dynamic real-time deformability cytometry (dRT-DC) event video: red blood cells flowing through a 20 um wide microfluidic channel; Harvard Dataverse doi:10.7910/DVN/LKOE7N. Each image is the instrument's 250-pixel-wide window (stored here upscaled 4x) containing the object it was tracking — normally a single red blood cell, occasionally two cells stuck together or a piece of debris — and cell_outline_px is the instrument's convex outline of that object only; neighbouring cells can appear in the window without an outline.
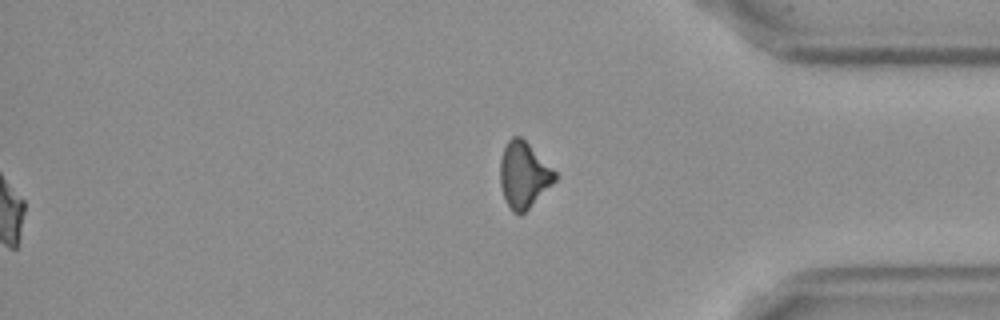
{"species": "Egyptian fruit bat (a non-hibernating species)", "species_latin": "Rousettus aegyptiacus", "temperature_condition": "cold", "stored_images_in_passage": 50, "segment_of_instrument_passage": [2, 2], "camera_frame_rate_fps": 3000, "um_per_image_px": 0.085, "frame": {"image": 1, "passage_image": 50, "time_ms": 16.333, "image_size_px": [1000, 320], "cell_outline_px": [[556, 180], [520, 216], [512, 212], [504, 196], [500, 184], [500, 160], [504, 148], [508, 140], [512, 136], [520, 136], [556, 172]], "centroid_in_image_um": [44.49, 14.87], "position_along_channel_um": 390.7, "area_um2": 20.63}}